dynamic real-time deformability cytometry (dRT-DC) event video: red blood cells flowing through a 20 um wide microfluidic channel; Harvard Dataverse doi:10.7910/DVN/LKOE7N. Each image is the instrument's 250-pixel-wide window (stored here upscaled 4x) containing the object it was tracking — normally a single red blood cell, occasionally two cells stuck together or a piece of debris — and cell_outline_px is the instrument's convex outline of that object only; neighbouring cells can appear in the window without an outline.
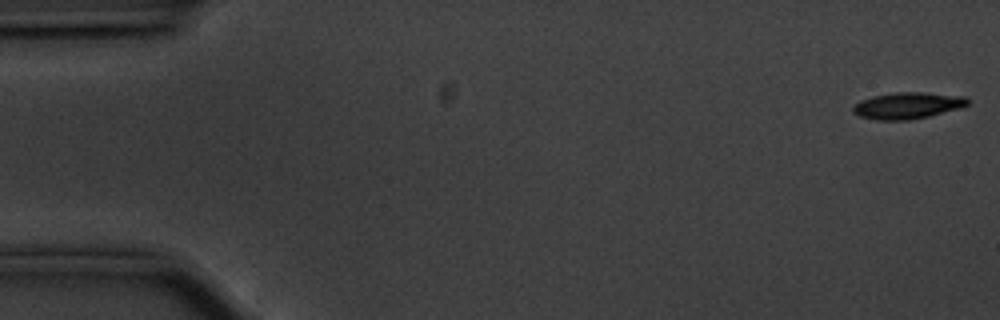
{"species": "common noctule bat (a hibernating species)", "species_latin": "Nyctalus noctula", "temperature_condition": "cold", "stored_images_in_passage": 8, "camera_frame_rate_fps": 3000, "um_per_image_px": 0.085, "animal": {"sex": "male", "body_mass_g": 20.1, "forearm_length_mm": 53.5}, "frame": {"image": 1, "passage_image": 1, "time_ms": 0.0, "image_size_px": [1000, 320], "cell_outline_px": [[968, 104], [960, 108], [928, 116], [908, 120], [876, 120], [860, 116], [852, 112], [852, 108], [860, 100], [872, 96], [896, 92], [920, 92], [964, 96], [968, 100]], "centroid_in_image_um": [77.11, 8.97], "position_along_channel_um": 7.9, "area_um2": 17.57}}